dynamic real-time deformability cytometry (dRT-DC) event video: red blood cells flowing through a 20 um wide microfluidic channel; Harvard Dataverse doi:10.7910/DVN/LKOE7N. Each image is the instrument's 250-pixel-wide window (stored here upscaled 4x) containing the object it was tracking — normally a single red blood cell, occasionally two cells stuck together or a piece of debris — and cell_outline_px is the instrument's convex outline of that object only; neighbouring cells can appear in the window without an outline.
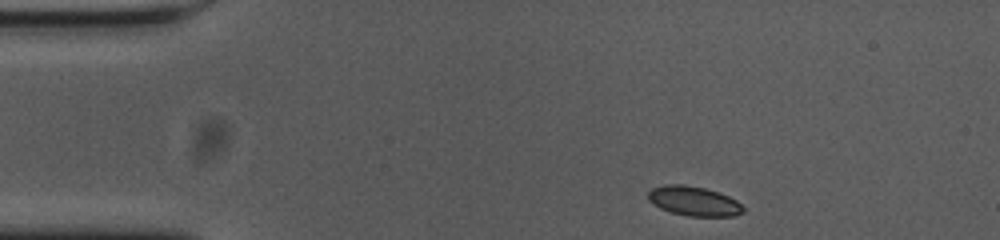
{"species": "common noctule bat (a hibernating species)", "species_latin": "Nyctalus noctula", "temperature_condition": "cold", "stored_images_in_passage": 48, "camera_frame_rate_fps": 3000, "um_per_image_px": 0.085, "animal": {"sex": "female", "body_mass_g": 23.0, "forearm_length_mm": 53.4}, "frame": {"image": 1, "passage_image": 1, "time_ms": 0.0, "image_size_px": [1000, 240], "cell_outline_px": [[744, 212], [736, 216], [688, 216], [672, 212], [660, 208], [648, 200], [648, 192], [652, 188], [664, 184], [684, 184], [704, 188], [728, 196], [736, 200], [744, 208]], "centroid_in_image_um": [58.97, 17.09], "position_along_channel_um": 26.0, "area_um2": 16.3}}
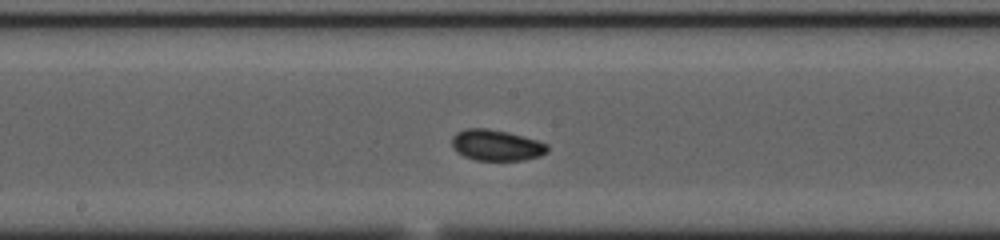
{"frame": {"image": 2, "passage_image": 21, "time_ms": 6.667, "image_size_px": [1000, 240], "cell_outline_px": [[548, 152], [540, 156], [524, 160], [476, 160], [464, 156], [456, 152], [452, 148], [452, 136], [456, 132], [468, 128], [488, 128], [508, 132], [536, 140], [548, 144]], "centroid_in_image_um": [42.17, 12.34], "position_along_channel_um": 206.0, "area_um2": 17.34}}
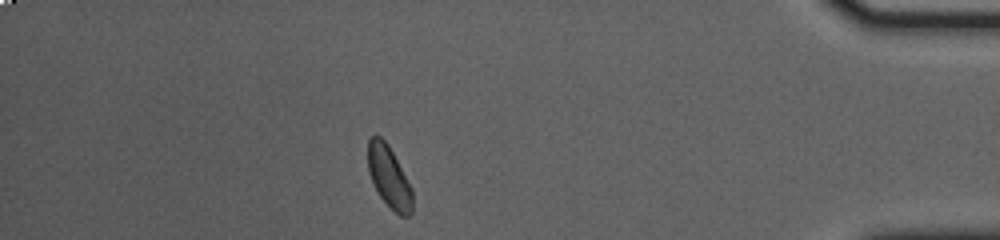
{"frame": {"image": 3, "passage_image": 41, "time_ms": 13.333, "image_size_px": [1000, 240], "cell_outline_px": [[412, 212], [408, 216], [400, 216], [380, 196], [368, 172], [368, 140], [372, 136], [380, 136], [388, 144], [412, 188]], "centroid_in_image_um": [33.07, 15.03], "position_along_channel_um": 402.1, "area_um2": 15.66}, "authors_computed_cell_mechanics": {"area_um2": 16.6464, "velocity_mm_per_s": 3.6412, "shape_relaxation_time_tau1_ms": 5.7596, "shape_relaxation_time_tau2_ms": 2.2015, "deformation_change_tau1": 0.0705, "deformation_change_tau2": 0.0541}}